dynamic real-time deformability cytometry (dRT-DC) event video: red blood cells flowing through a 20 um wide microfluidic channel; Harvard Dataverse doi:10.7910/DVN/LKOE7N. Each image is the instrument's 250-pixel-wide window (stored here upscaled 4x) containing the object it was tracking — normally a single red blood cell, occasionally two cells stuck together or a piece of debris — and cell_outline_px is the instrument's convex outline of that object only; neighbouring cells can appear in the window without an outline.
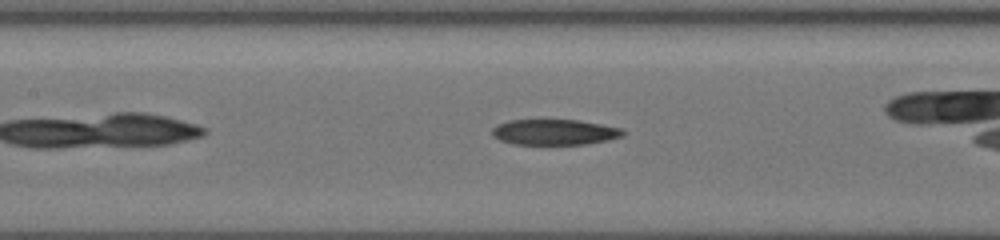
{"species": "common noctule bat (a hibernating species)", "species_latin": "Nyctalus noctula", "temperature_condition": "cold", "stored_images_in_passage": 25, "camera_frame_rate_fps": 3000, "um_per_image_px": 0.085, "animal": {"sex": "female", "body_mass_g": 19.5, "forearm_length_mm": 54.1}, "frame": {"image": 1, "passage_image": 7, "time_ms": 1.0, "image_size_px": [1000, 240], "cell_outline_px": [[624, 136], [584, 144], [512, 144], [500, 140], [492, 136], [492, 128], [496, 124], [508, 120], [580, 120], [620, 128], [624, 132]], "centroid_in_image_um": [47.06, 11.22], "position_along_channel_um": 160.3, "area_um2": 19.42}}